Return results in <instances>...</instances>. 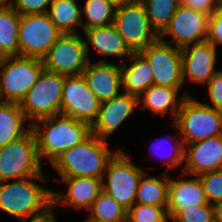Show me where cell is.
<instances>
[{"label":"cell","mask_w":222,"mask_h":222,"mask_svg":"<svg viewBox=\"0 0 222 222\" xmlns=\"http://www.w3.org/2000/svg\"><path fill=\"white\" fill-rule=\"evenodd\" d=\"M167 207L135 203L127 211V222H168Z\"/></svg>","instance_id":"obj_32"},{"label":"cell","mask_w":222,"mask_h":222,"mask_svg":"<svg viewBox=\"0 0 222 222\" xmlns=\"http://www.w3.org/2000/svg\"><path fill=\"white\" fill-rule=\"evenodd\" d=\"M214 222H222V200L212 204Z\"/></svg>","instance_id":"obj_40"},{"label":"cell","mask_w":222,"mask_h":222,"mask_svg":"<svg viewBox=\"0 0 222 222\" xmlns=\"http://www.w3.org/2000/svg\"><path fill=\"white\" fill-rule=\"evenodd\" d=\"M8 3V0H0V6Z\"/></svg>","instance_id":"obj_43"},{"label":"cell","mask_w":222,"mask_h":222,"mask_svg":"<svg viewBox=\"0 0 222 222\" xmlns=\"http://www.w3.org/2000/svg\"><path fill=\"white\" fill-rule=\"evenodd\" d=\"M62 34L47 13L20 15L19 55L43 59Z\"/></svg>","instance_id":"obj_10"},{"label":"cell","mask_w":222,"mask_h":222,"mask_svg":"<svg viewBox=\"0 0 222 222\" xmlns=\"http://www.w3.org/2000/svg\"><path fill=\"white\" fill-rule=\"evenodd\" d=\"M52 0H8V4L19 14L47 13Z\"/></svg>","instance_id":"obj_35"},{"label":"cell","mask_w":222,"mask_h":222,"mask_svg":"<svg viewBox=\"0 0 222 222\" xmlns=\"http://www.w3.org/2000/svg\"><path fill=\"white\" fill-rule=\"evenodd\" d=\"M109 1L112 2L115 6H119L134 0H109Z\"/></svg>","instance_id":"obj_41"},{"label":"cell","mask_w":222,"mask_h":222,"mask_svg":"<svg viewBox=\"0 0 222 222\" xmlns=\"http://www.w3.org/2000/svg\"><path fill=\"white\" fill-rule=\"evenodd\" d=\"M81 5L77 0H52L47 15L64 34H76L82 28Z\"/></svg>","instance_id":"obj_26"},{"label":"cell","mask_w":222,"mask_h":222,"mask_svg":"<svg viewBox=\"0 0 222 222\" xmlns=\"http://www.w3.org/2000/svg\"><path fill=\"white\" fill-rule=\"evenodd\" d=\"M68 185L65 193L53 191V207L71 206L75 210L89 209L102 191V179L91 177H60Z\"/></svg>","instance_id":"obj_19"},{"label":"cell","mask_w":222,"mask_h":222,"mask_svg":"<svg viewBox=\"0 0 222 222\" xmlns=\"http://www.w3.org/2000/svg\"><path fill=\"white\" fill-rule=\"evenodd\" d=\"M33 130L0 147V182L43 175Z\"/></svg>","instance_id":"obj_5"},{"label":"cell","mask_w":222,"mask_h":222,"mask_svg":"<svg viewBox=\"0 0 222 222\" xmlns=\"http://www.w3.org/2000/svg\"><path fill=\"white\" fill-rule=\"evenodd\" d=\"M179 4L203 12L209 16L219 6L217 0H179Z\"/></svg>","instance_id":"obj_38"},{"label":"cell","mask_w":222,"mask_h":222,"mask_svg":"<svg viewBox=\"0 0 222 222\" xmlns=\"http://www.w3.org/2000/svg\"><path fill=\"white\" fill-rule=\"evenodd\" d=\"M126 60L130 63H121V81L124 93L140 97L153 85V72L147 60L138 52L132 53Z\"/></svg>","instance_id":"obj_23"},{"label":"cell","mask_w":222,"mask_h":222,"mask_svg":"<svg viewBox=\"0 0 222 222\" xmlns=\"http://www.w3.org/2000/svg\"><path fill=\"white\" fill-rule=\"evenodd\" d=\"M184 167L180 175H200L222 169V135L184 146Z\"/></svg>","instance_id":"obj_16"},{"label":"cell","mask_w":222,"mask_h":222,"mask_svg":"<svg viewBox=\"0 0 222 222\" xmlns=\"http://www.w3.org/2000/svg\"><path fill=\"white\" fill-rule=\"evenodd\" d=\"M171 125L179 130L185 146L222 135V111L199 102L190 94L182 102Z\"/></svg>","instance_id":"obj_4"},{"label":"cell","mask_w":222,"mask_h":222,"mask_svg":"<svg viewBox=\"0 0 222 222\" xmlns=\"http://www.w3.org/2000/svg\"><path fill=\"white\" fill-rule=\"evenodd\" d=\"M219 5H222V0H217Z\"/></svg>","instance_id":"obj_45"},{"label":"cell","mask_w":222,"mask_h":222,"mask_svg":"<svg viewBox=\"0 0 222 222\" xmlns=\"http://www.w3.org/2000/svg\"><path fill=\"white\" fill-rule=\"evenodd\" d=\"M54 207L48 210L46 213L30 219H23L19 220L21 222H56L55 215H54Z\"/></svg>","instance_id":"obj_39"},{"label":"cell","mask_w":222,"mask_h":222,"mask_svg":"<svg viewBox=\"0 0 222 222\" xmlns=\"http://www.w3.org/2000/svg\"><path fill=\"white\" fill-rule=\"evenodd\" d=\"M44 175L0 182V209L18 220L38 217L53 207V190L35 182L46 181Z\"/></svg>","instance_id":"obj_2"},{"label":"cell","mask_w":222,"mask_h":222,"mask_svg":"<svg viewBox=\"0 0 222 222\" xmlns=\"http://www.w3.org/2000/svg\"><path fill=\"white\" fill-rule=\"evenodd\" d=\"M20 15L8 4L0 6V58L19 55Z\"/></svg>","instance_id":"obj_25"},{"label":"cell","mask_w":222,"mask_h":222,"mask_svg":"<svg viewBox=\"0 0 222 222\" xmlns=\"http://www.w3.org/2000/svg\"><path fill=\"white\" fill-rule=\"evenodd\" d=\"M83 36L86 51L89 58V43L98 51V53L104 57L100 59L99 62H106V56H117L121 58V63H123L122 57L128 58L132 52L126 46L122 36L117 32L113 24L108 26L92 27L89 29H83Z\"/></svg>","instance_id":"obj_21"},{"label":"cell","mask_w":222,"mask_h":222,"mask_svg":"<svg viewBox=\"0 0 222 222\" xmlns=\"http://www.w3.org/2000/svg\"><path fill=\"white\" fill-rule=\"evenodd\" d=\"M138 105V97L124 92L102 102L97 118L90 126L91 134L108 140V137L118 130Z\"/></svg>","instance_id":"obj_15"},{"label":"cell","mask_w":222,"mask_h":222,"mask_svg":"<svg viewBox=\"0 0 222 222\" xmlns=\"http://www.w3.org/2000/svg\"><path fill=\"white\" fill-rule=\"evenodd\" d=\"M120 149L111 150L108 140L90 134L84 141L59 155L51 165L59 177L102 179L108 162Z\"/></svg>","instance_id":"obj_3"},{"label":"cell","mask_w":222,"mask_h":222,"mask_svg":"<svg viewBox=\"0 0 222 222\" xmlns=\"http://www.w3.org/2000/svg\"><path fill=\"white\" fill-rule=\"evenodd\" d=\"M82 74L88 87L101 103L120 94L122 81L119 64L89 61Z\"/></svg>","instance_id":"obj_18"},{"label":"cell","mask_w":222,"mask_h":222,"mask_svg":"<svg viewBox=\"0 0 222 222\" xmlns=\"http://www.w3.org/2000/svg\"><path fill=\"white\" fill-rule=\"evenodd\" d=\"M181 88L164 87L161 85H151L139 98V108L148 109L153 112V116L157 114L166 115L171 113L174 116L172 123L175 121L178 111L181 108L184 99L189 93L183 92L179 96Z\"/></svg>","instance_id":"obj_22"},{"label":"cell","mask_w":222,"mask_h":222,"mask_svg":"<svg viewBox=\"0 0 222 222\" xmlns=\"http://www.w3.org/2000/svg\"><path fill=\"white\" fill-rule=\"evenodd\" d=\"M24 112L20 108L19 103L4 102L0 105V147L22 137L31 128L26 129Z\"/></svg>","instance_id":"obj_24"},{"label":"cell","mask_w":222,"mask_h":222,"mask_svg":"<svg viewBox=\"0 0 222 222\" xmlns=\"http://www.w3.org/2000/svg\"><path fill=\"white\" fill-rule=\"evenodd\" d=\"M128 156L120 149L108 162L102 178V190L127 211L135 204L138 185L145 173Z\"/></svg>","instance_id":"obj_7"},{"label":"cell","mask_w":222,"mask_h":222,"mask_svg":"<svg viewBox=\"0 0 222 222\" xmlns=\"http://www.w3.org/2000/svg\"><path fill=\"white\" fill-rule=\"evenodd\" d=\"M208 203L222 200V169L198 175Z\"/></svg>","instance_id":"obj_34"},{"label":"cell","mask_w":222,"mask_h":222,"mask_svg":"<svg viewBox=\"0 0 222 222\" xmlns=\"http://www.w3.org/2000/svg\"><path fill=\"white\" fill-rule=\"evenodd\" d=\"M88 210V218L96 222H127V210L103 190Z\"/></svg>","instance_id":"obj_28"},{"label":"cell","mask_w":222,"mask_h":222,"mask_svg":"<svg viewBox=\"0 0 222 222\" xmlns=\"http://www.w3.org/2000/svg\"><path fill=\"white\" fill-rule=\"evenodd\" d=\"M31 129L36 137L40 159L47 158L50 164L91 134L88 123L63 114L38 119L31 123Z\"/></svg>","instance_id":"obj_1"},{"label":"cell","mask_w":222,"mask_h":222,"mask_svg":"<svg viewBox=\"0 0 222 222\" xmlns=\"http://www.w3.org/2000/svg\"><path fill=\"white\" fill-rule=\"evenodd\" d=\"M115 9L109 0H86L81 7V15L87 18L85 22L82 19V30L113 24Z\"/></svg>","instance_id":"obj_30"},{"label":"cell","mask_w":222,"mask_h":222,"mask_svg":"<svg viewBox=\"0 0 222 222\" xmlns=\"http://www.w3.org/2000/svg\"><path fill=\"white\" fill-rule=\"evenodd\" d=\"M101 102L90 90L83 74L66 75L63 83L61 114L88 123L96 120Z\"/></svg>","instance_id":"obj_14"},{"label":"cell","mask_w":222,"mask_h":222,"mask_svg":"<svg viewBox=\"0 0 222 222\" xmlns=\"http://www.w3.org/2000/svg\"><path fill=\"white\" fill-rule=\"evenodd\" d=\"M65 76L44 69L37 82L28 90L19 105L30 124L44 117L61 114Z\"/></svg>","instance_id":"obj_8"},{"label":"cell","mask_w":222,"mask_h":222,"mask_svg":"<svg viewBox=\"0 0 222 222\" xmlns=\"http://www.w3.org/2000/svg\"><path fill=\"white\" fill-rule=\"evenodd\" d=\"M139 53L152 68L153 85L181 88L184 84L181 49L158 39Z\"/></svg>","instance_id":"obj_12"},{"label":"cell","mask_w":222,"mask_h":222,"mask_svg":"<svg viewBox=\"0 0 222 222\" xmlns=\"http://www.w3.org/2000/svg\"><path fill=\"white\" fill-rule=\"evenodd\" d=\"M208 203L200 178L174 180L169 176L167 214L171 219L179 210Z\"/></svg>","instance_id":"obj_20"},{"label":"cell","mask_w":222,"mask_h":222,"mask_svg":"<svg viewBox=\"0 0 222 222\" xmlns=\"http://www.w3.org/2000/svg\"><path fill=\"white\" fill-rule=\"evenodd\" d=\"M212 106L222 111V70H219L206 84Z\"/></svg>","instance_id":"obj_37"},{"label":"cell","mask_w":222,"mask_h":222,"mask_svg":"<svg viewBox=\"0 0 222 222\" xmlns=\"http://www.w3.org/2000/svg\"><path fill=\"white\" fill-rule=\"evenodd\" d=\"M171 140L175 141L176 142L174 143V145L172 146V151L165 156L164 153L160 152L158 150L159 147H166V144H169L171 142ZM155 144V147L151 146L150 150H155V151H152V154L153 152L154 153H157V155H160L161 158H163L162 161H164V164L168 165L167 166V169H166V172H169L170 168H173V169H176V168H180V165H182L184 163V145H183V142H182V139L179 138L177 135H167L166 137H163L162 139H158L156 140V142L154 141V143L152 145ZM171 147V146H170ZM167 157V158H165ZM166 159V161H165Z\"/></svg>","instance_id":"obj_31"},{"label":"cell","mask_w":222,"mask_h":222,"mask_svg":"<svg viewBox=\"0 0 222 222\" xmlns=\"http://www.w3.org/2000/svg\"><path fill=\"white\" fill-rule=\"evenodd\" d=\"M173 222H214L213 206L206 203L179 210L171 219Z\"/></svg>","instance_id":"obj_33"},{"label":"cell","mask_w":222,"mask_h":222,"mask_svg":"<svg viewBox=\"0 0 222 222\" xmlns=\"http://www.w3.org/2000/svg\"><path fill=\"white\" fill-rule=\"evenodd\" d=\"M113 25L132 53L142 51L159 39L140 0L116 6Z\"/></svg>","instance_id":"obj_9"},{"label":"cell","mask_w":222,"mask_h":222,"mask_svg":"<svg viewBox=\"0 0 222 222\" xmlns=\"http://www.w3.org/2000/svg\"><path fill=\"white\" fill-rule=\"evenodd\" d=\"M181 55L184 83L188 77L190 83L206 85L219 71L215 70L216 47L207 41L184 47L181 49Z\"/></svg>","instance_id":"obj_17"},{"label":"cell","mask_w":222,"mask_h":222,"mask_svg":"<svg viewBox=\"0 0 222 222\" xmlns=\"http://www.w3.org/2000/svg\"><path fill=\"white\" fill-rule=\"evenodd\" d=\"M146 176V173H144L140 179L135 203L167 207L169 188L168 173L165 171L159 177Z\"/></svg>","instance_id":"obj_27"},{"label":"cell","mask_w":222,"mask_h":222,"mask_svg":"<svg viewBox=\"0 0 222 222\" xmlns=\"http://www.w3.org/2000/svg\"><path fill=\"white\" fill-rule=\"evenodd\" d=\"M207 42L214 47L218 43L222 44V5H219L209 16Z\"/></svg>","instance_id":"obj_36"},{"label":"cell","mask_w":222,"mask_h":222,"mask_svg":"<svg viewBox=\"0 0 222 222\" xmlns=\"http://www.w3.org/2000/svg\"><path fill=\"white\" fill-rule=\"evenodd\" d=\"M83 222H96V221H93V220L87 218V219H85V221H83Z\"/></svg>","instance_id":"obj_44"},{"label":"cell","mask_w":222,"mask_h":222,"mask_svg":"<svg viewBox=\"0 0 222 222\" xmlns=\"http://www.w3.org/2000/svg\"><path fill=\"white\" fill-rule=\"evenodd\" d=\"M44 69L42 59L20 55L0 58V90L4 101L20 103Z\"/></svg>","instance_id":"obj_6"},{"label":"cell","mask_w":222,"mask_h":222,"mask_svg":"<svg viewBox=\"0 0 222 222\" xmlns=\"http://www.w3.org/2000/svg\"><path fill=\"white\" fill-rule=\"evenodd\" d=\"M4 102H5V101H4V99H3V96H2L1 90H0V105L3 104Z\"/></svg>","instance_id":"obj_42"},{"label":"cell","mask_w":222,"mask_h":222,"mask_svg":"<svg viewBox=\"0 0 222 222\" xmlns=\"http://www.w3.org/2000/svg\"><path fill=\"white\" fill-rule=\"evenodd\" d=\"M209 15L179 4L166 29L159 35L163 42L183 49L192 44L206 41ZM174 40H166V36Z\"/></svg>","instance_id":"obj_13"},{"label":"cell","mask_w":222,"mask_h":222,"mask_svg":"<svg viewBox=\"0 0 222 222\" xmlns=\"http://www.w3.org/2000/svg\"><path fill=\"white\" fill-rule=\"evenodd\" d=\"M144 5L148 20L155 32L160 35L169 25L179 6V0H140Z\"/></svg>","instance_id":"obj_29"},{"label":"cell","mask_w":222,"mask_h":222,"mask_svg":"<svg viewBox=\"0 0 222 222\" xmlns=\"http://www.w3.org/2000/svg\"><path fill=\"white\" fill-rule=\"evenodd\" d=\"M42 60L44 68L48 71L62 75H78L83 73L90 58L83 35L64 33Z\"/></svg>","instance_id":"obj_11"}]
</instances>
